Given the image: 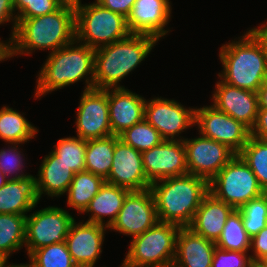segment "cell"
<instances>
[{
  "label": "cell",
  "mask_w": 267,
  "mask_h": 267,
  "mask_svg": "<svg viewBox=\"0 0 267 267\" xmlns=\"http://www.w3.org/2000/svg\"><path fill=\"white\" fill-rule=\"evenodd\" d=\"M76 40L75 6L62 4L56 11L33 18H17L16 29L2 61L18 54L29 55L33 50L59 48Z\"/></svg>",
  "instance_id": "cell-1"
},
{
  "label": "cell",
  "mask_w": 267,
  "mask_h": 267,
  "mask_svg": "<svg viewBox=\"0 0 267 267\" xmlns=\"http://www.w3.org/2000/svg\"><path fill=\"white\" fill-rule=\"evenodd\" d=\"M150 189L158 220L188 227L203 198L209 193V182L187 173L155 181Z\"/></svg>",
  "instance_id": "cell-2"
},
{
  "label": "cell",
  "mask_w": 267,
  "mask_h": 267,
  "mask_svg": "<svg viewBox=\"0 0 267 267\" xmlns=\"http://www.w3.org/2000/svg\"><path fill=\"white\" fill-rule=\"evenodd\" d=\"M79 43L74 40L49 54L37 76L35 98H41L46 93H51L81 79H85L84 90L94 88L95 49Z\"/></svg>",
  "instance_id": "cell-3"
},
{
  "label": "cell",
  "mask_w": 267,
  "mask_h": 267,
  "mask_svg": "<svg viewBox=\"0 0 267 267\" xmlns=\"http://www.w3.org/2000/svg\"><path fill=\"white\" fill-rule=\"evenodd\" d=\"M158 40L150 35L128 37L95 49L94 88H124L119 82L150 54Z\"/></svg>",
  "instance_id": "cell-4"
},
{
  "label": "cell",
  "mask_w": 267,
  "mask_h": 267,
  "mask_svg": "<svg viewBox=\"0 0 267 267\" xmlns=\"http://www.w3.org/2000/svg\"><path fill=\"white\" fill-rule=\"evenodd\" d=\"M219 58L223 71L220 80L244 90L257 92L267 80V61L256 39L247 31L238 41L220 48Z\"/></svg>",
  "instance_id": "cell-5"
},
{
  "label": "cell",
  "mask_w": 267,
  "mask_h": 267,
  "mask_svg": "<svg viewBox=\"0 0 267 267\" xmlns=\"http://www.w3.org/2000/svg\"><path fill=\"white\" fill-rule=\"evenodd\" d=\"M75 27L76 40L92 49L110 45L131 34L126 17L96 1L75 6Z\"/></svg>",
  "instance_id": "cell-6"
},
{
  "label": "cell",
  "mask_w": 267,
  "mask_h": 267,
  "mask_svg": "<svg viewBox=\"0 0 267 267\" xmlns=\"http://www.w3.org/2000/svg\"><path fill=\"white\" fill-rule=\"evenodd\" d=\"M180 226L158 221L144 233L132 238L120 267H172L176 237Z\"/></svg>",
  "instance_id": "cell-7"
},
{
  "label": "cell",
  "mask_w": 267,
  "mask_h": 267,
  "mask_svg": "<svg viewBox=\"0 0 267 267\" xmlns=\"http://www.w3.org/2000/svg\"><path fill=\"white\" fill-rule=\"evenodd\" d=\"M209 192L235 210L265 193L257 177L239 154L209 181Z\"/></svg>",
  "instance_id": "cell-8"
},
{
  "label": "cell",
  "mask_w": 267,
  "mask_h": 267,
  "mask_svg": "<svg viewBox=\"0 0 267 267\" xmlns=\"http://www.w3.org/2000/svg\"><path fill=\"white\" fill-rule=\"evenodd\" d=\"M74 220L68 211L55 206L27 215L25 228L27 255L41 247L65 242Z\"/></svg>",
  "instance_id": "cell-9"
},
{
  "label": "cell",
  "mask_w": 267,
  "mask_h": 267,
  "mask_svg": "<svg viewBox=\"0 0 267 267\" xmlns=\"http://www.w3.org/2000/svg\"><path fill=\"white\" fill-rule=\"evenodd\" d=\"M196 125L200 134L226 144L236 154L242 150L250 137V130L245 125L213 105L196 108Z\"/></svg>",
  "instance_id": "cell-10"
},
{
  "label": "cell",
  "mask_w": 267,
  "mask_h": 267,
  "mask_svg": "<svg viewBox=\"0 0 267 267\" xmlns=\"http://www.w3.org/2000/svg\"><path fill=\"white\" fill-rule=\"evenodd\" d=\"M195 110L196 108H185L176 100L156 97L146 101L144 119L164 140L182 141V136L179 137L181 132L195 125Z\"/></svg>",
  "instance_id": "cell-11"
},
{
  "label": "cell",
  "mask_w": 267,
  "mask_h": 267,
  "mask_svg": "<svg viewBox=\"0 0 267 267\" xmlns=\"http://www.w3.org/2000/svg\"><path fill=\"white\" fill-rule=\"evenodd\" d=\"M77 110V137L84 140L112 136L109 121L108 89L82 91Z\"/></svg>",
  "instance_id": "cell-12"
},
{
  "label": "cell",
  "mask_w": 267,
  "mask_h": 267,
  "mask_svg": "<svg viewBox=\"0 0 267 267\" xmlns=\"http://www.w3.org/2000/svg\"><path fill=\"white\" fill-rule=\"evenodd\" d=\"M183 138L188 173L208 182L236 155L226 144L203 136Z\"/></svg>",
  "instance_id": "cell-13"
},
{
  "label": "cell",
  "mask_w": 267,
  "mask_h": 267,
  "mask_svg": "<svg viewBox=\"0 0 267 267\" xmlns=\"http://www.w3.org/2000/svg\"><path fill=\"white\" fill-rule=\"evenodd\" d=\"M155 200L151 189L130 191L109 230L139 236L158 222Z\"/></svg>",
  "instance_id": "cell-14"
},
{
  "label": "cell",
  "mask_w": 267,
  "mask_h": 267,
  "mask_svg": "<svg viewBox=\"0 0 267 267\" xmlns=\"http://www.w3.org/2000/svg\"><path fill=\"white\" fill-rule=\"evenodd\" d=\"M142 161L150 183L188 173L183 140H164L161 144L142 152Z\"/></svg>",
  "instance_id": "cell-15"
},
{
  "label": "cell",
  "mask_w": 267,
  "mask_h": 267,
  "mask_svg": "<svg viewBox=\"0 0 267 267\" xmlns=\"http://www.w3.org/2000/svg\"><path fill=\"white\" fill-rule=\"evenodd\" d=\"M105 182L130 191L146 190L151 185L144 172L142 153L123 142L117 135L112 167Z\"/></svg>",
  "instance_id": "cell-16"
},
{
  "label": "cell",
  "mask_w": 267,
  "mask_h": 267,
  "mask_svg": "<svg viewBox=\"0 0 267 267\" xmlns=\"http://www.w3.org/2000/svg\"><path fill=\"white\" fill-rule=\"evenodd\" d=\"M215 87L212 105L251 130L259 109L257 92L231 86L222 80Z\"/></svg>",
  "instance_id": "cell-17"
},
{
  "label": "cell",
  "mask_w": 267,
  "mask_h": 267,
  "mask_svg": "<svg viewBox=\"0 0 267 267\" xmlns=\"http://www.w3.org/2000/svg\"><path fill=\"white\" fill-rule=\"evenodd\" d=\"M108 227L89 223L74 222L65 239L68 251L77 266H94L102 253L104 233Z\"/></svg>",
  "instance_id": "cell-18"
},
{
  "label": "cell",
  "mask_w": 267,
  "mask_h": 267,
  "mask_svg": "<svg viewBox=\"0 0 267 267\" xmlns=\"http://www.w3.org/2000/svg\"><path fill=\"white\" fill-rule=\"evenodd\" d=\"M170 4L169 0H136L127 17L131 34L150 35L159 41L170 31L164 29L171 18Z\"/></svg>",
  "instance_id": "cell-19"
},
{
  "label": "cell",
  "mask_w": 267,
  "mask_h": 267,
  "mask_svg": "<svg viewBox=\"0 0 267 267\" xmlns=\"http://www.w3.org/2000/svg\"><path fill=\"white\" fill-rule=\"evenodd\" d=\"M146 99L129 89H108L109 121L112 135H119L124 130L142 121L145 116Z\"/></svg>",
  "instance_id": "cell-20"
},
{
  "label": "cell",
  "mask_w": 267,
  "mask_h": 267,
  "mask_svg": "<svg viewBox=\"0 0 267 267\" xmlns=\"http://www.w3.org/2000/svg\"><path fill=\"white\" fill-rule=\"evenodd\" d=\"M216 243L180 227L176 237V254L172 267H211Z\"/></svg>",
  "instance_id": "cell-21"
},
{
  "label": "cell",
  "mask_w": 267,
  "mask_h": 267,
  "mask_svg": "<svg viewBox=\"0 0 267 267\" xmlns=\"http://www.w3.org/2000/svg\"><path fill=\"white\" fill-rule=\"evenodd\" d=\"M234 210L232 206L216 199L209 192L203 198L188 228L216 243L222 234L227 218Z\"/></svg>",
  "instance_id": "cell-22"
},
{
  "label": "cell",
  "mask_w": 267,
  "mask_h": 267,
  "mask_svg": "<svg viewBox=\"0 0 267 267\" xmlns=\"http://www.w3.org/2000/svg\"><path fill=\"white\" fill-rule=\"evenodd\" d=\"M36 178L28 174L24 178L8 179L0 189V214H27L40 200Z\"/></svg>",
  "instance_id": "cell-23"
},
{
  "label": "cell",
  "mask_w": 267,
  "mask_h": 267,
  "mask_svg": "<svg viewBox=\"0 0 267 267\" xmlns=\"http://www.w3.org/2000/svg\"><path fill=\"white\" fill-rule=\"evenodd\" d=\"M74 172L53 151L44 156L36 178L37 192L58 197L65 194L73 180Z\"/></svg>",
  "instance_id": "cell-24"
},
{
  "label": "cell",
  "mask_w": 267,
  "mask_h": 267,
  "mask_svg": "<svg viewBox=\"0 0 267 267\" xmlns=\"http://www.w3.org/2000/svg\"><path fill=\"white\" fill-rule=\"evenodd\" d=\"M129 192L130 190L124 187L105 182L83 212L91 213V216L86 222L110 227L116 220L117 215L123 206L124 199ZM104 216H108L109 220L105 222Z\"/></svg>",
  "instance_id": "cell-25"
},
{
  "label": "cell",
  "mask_w": 267,
  "mask_h": 267,
  "mask_svg": "<svg viewBox=\"0 0 267 267\" xmlns=\"http://www.w3.org/2000/svg\"><path fill=\"white\" fill-rule=\"evenodd\" d=\"M115 143L116 135L87 140L85 170L106 180L112 167Z\"/></svg>",
  "instance_id": "cell-26"
},
{
  "label": "cell",
  "mask_w": 267,
  "mask_h": 267,
  "mask_svg": "<svg viewBox=\"0 0 267 267\" xmlns=\"http://www.w3.org/2000/svg\"><path fill=\"white\" fill-rule=\"evenodd\" d=\"M104 183L105 180L102 177L89 171L75 173L66 192L68 193V206L79 213H83Z\"/></svg>",
  "instance_id": "cell-27"
},
{
  "label": "cell",
  "mask_w": 267,
  "mask_h": 267,
  "mask_svg": "<svg viewBox=\"0 0 267 267\" xmlns=\"http://www.w3.org/2000/svg\"><path fill=\"white\" fill-rule=\"evenodd\" d=\"M38 129L23 114L9 106L0 109V138L11 144H23L35 137Z\"/></svg>",
  "instance_id": "cell-28"
},
{
  "label": "cell",
  "mask_w": 267,
  "mask_h": 267,
  "mask_svg": "<svg viewBox=\"0 0 267 267\" xmlns=\"http://www.w3.org/2000/svg\"><path fill=\"white\" fill-rule=\"evenodd\" d=\"M26 214H0V251L8 258L25 246Z\"/></svg>",
  "instance_id": "cell-29"
},
{
  "label": "cell",
  "mask_w": 267,
  "mask_h": 267,
  "mask_svg": "<svg viewBox=\"0 0 267 267\" xmlns=\"http://www.w3.org/2000/svg\"><path fill=\"white\" fill-rule=\"evenodd\" d=\"M251 238L244 229L242 214L234 210L223 227L222 234L216 242V247L224 250L249 252Z\"/></svg>",
  "instance_id": "cell-30"
},
{
  "label": "cell",
  "mask_w": 267,
  "mask_h": 267,
  "mask_svg": "<svg viewBox=\"0 0 267 267\" xmlns=\"http://www.w3.org/2000/svg\"><path fill=\"white\" fill-rule=\"evenodd\" d=\"M257 177L261 188L267 193V141L250 136L238 153Z\"/></svg>",
  "instance_id": "cell-31"
},
{
  "label": "cell",
  "mask_w": 267,
  "mask_h": 267,
  "mask_svg": "<svg viewBox=\"0 0 267 267\" xmlns=\"http://www.w3.org/2000/svg\"><path fill=\"white\" fill-rule=\"evenodd\" d=\"M31 267H77L66 242L54 243L34 250L29 256Z\"/></svg>",
  "instance_id": "cell-32"
},
{
  "label": "cell",
  "mask_w": 267,
  "mask_h": 267,
  "mask_svg": "<svg viewBox=\"0 0 267 267\" xmlns=\"http://www.w3.org/2000/svg\"><path fill=\"white\" fill-rule=\"evenodd\" d=\"M118 137L141 153L164 141L161 134L145 119L124 130Z\"/></svg>",
  "instance_id": "cell-33"
},
{
  "label": "cell",
  "mask_w": 267,
  "mask_h": 267,
  "mask_svg": "<svg viewBox=\"0 0 267 267\" xmlns=\"http://www.w3.org/2000/svg\"><path fill=\"white\" fill-rule=\"evenodd\" d=\"M87 141L79 137H66L58 140L52 150L74 173L85 171Z\"/></svg>",
  "instance_id": "cell-34"
},
{
  "label": "cell",
  "mask_w": 267,
  "mask_h": 267,
  "mask_svg": "<svg viewBox=\"0 0 267 267\" xmlns=\"http://www.w3.org/2000/svg\"><path fill=\"white\" fill-rule=\"evenodd\" d=\"M238 210L242 214L244 229L252 238L267 226V193L250 200Z\"/></svg>",
  "instance_id": "cell-35"
},
{
  "label": "cell",
  "mask_w": 267,
  "mask_h": 267,
  "mask_svg": "<svg viewBox=\"0 0 267 267\" xmlns=\"http://www.w3.org/2000/svg\"><path fill=\"white\" fill-rule=\"evenodd\" d=\"M63 3L60 0H13L17 18H33L56 11Z\"/></svg>",
  "instance_id": "cell-36"
},
{
  "label": "cell",
  "mask_w": 267,
  "mask_h": 267,
  "mask_svg": "<svg viewBox=\"0 0 267 267\" xmlns=\"http://www.w3.org/2000/svg\"><path fill=\"white\" fill-rule=\"evenodd\" d=\"M13 147L9 146L8 149L0 150V171L6 176L7 179H19L24 178L27 174L23 173V158L22 152L18 149V143H11ZM19 174H18V173ZM23 174H22V173ZM11 174V175H10ZM15 174V176H13ZM9 177V178H8Z\"/></svg>",
  "instance_id": "cell-37"
},
{
  "label": "cell",
  "mask_w": 267,
  "mask_h": 267,
  "mask_svg": "<svg viewBox=\"0 0 267 267\" xmlns=\"http://www.w3.org/2000/svg\"><path fill=\"white\" fill-rule=\"evenodd\" d=\"M251 256L247 252L215 248L211 267H247Z\"/></svg>",
  "instance_id": "cell-38"
},
{
  "label": "cell",
  "mask_w": 267,
  "mask_h": 267,
  "mask_svg": "<svg viewBox=\"0 0 267 267\" xmlns=\"http://www.w3.org/2000/svg\"><path fill=\"white\" fill-rule=\"evenodd\" d=\"M250 249L251 259L265 260L267 258V226L251 238Z\"/></svg>",
  "instance_id": "cell-39"
},
{
  "label": "cell",
  "mask_w": 267,
  "mask_h": 267,
  "mask_svg": "<svg viewBox=\"0 0 267 267\" xmlns=\"http://www.w3.org/2000/svg\"><path fill=\"white\" fill-rule=\"evenodd\" d=\"M136 0H96L102 7L128 17Z\"/></svg>",
  "instance_id": "cell-40"
},
{
  "label": "cell",
  "mask_w": 267,
  "mask_h": 267,
  "mask_svg": "<svg viewBox=\"0 0 267 267\" xmlns=\"http://www.w3.org/2000/svg\"><path fill=\"white\" fill-rule=\"evenodd\" d=\"M10 20H12L13 22V28H12L13 30H11L12 31L11 37L9 38L8 42H6L7 47L11 42L16 29L17 15H15L13 0H0V25L5 22H9Z\"/></svg>",
  "instance_id": "cell-41"
},
{
  "label": "cell",
  "mask_w": 267,
  "mask_h": 267,
  "mask_svg": "<svg viewBox=\"0 0 267 267\" xmlns=\"http://www.w3.org/2000/svg\"><path fill=\"white\" fill-rule=\"evenodd\" d=\"M250 136L267 141V108H259Z\"/></svg>",
  "instance_id": "cell-42"
},
{
  "label": "cell",
  "mask_w": 267,
  "mask_h": 267,
  "mask_svg": "<svg viewBox=\"0 0 267 267\" xmlns=\"http://www.w3.org/2000/svg\"><path fill=\"white\" fill-rule=\"evenodd\" d=\"M255 39L256 41L260 44L265 59L267 61V23L262 24L261 27L258 26L257 28H251L248 31Z\"/></svg>",
  "instance_id": "cell-43"
},
{
  "label": "cell",
  "mask_w": 267,
  "mask_h": 267,
  "mask_svg": "<svg viewBox=\"0 0 267 267\" xmlns=\"http://www.w3.org/2000/svg\"><path fill=\"white\" fill-rule=\"evenodd\" d=\"M258 107L267 108V80L257 90Z\"/></svg>",
  "instance_id": "cell-44"
},
{
  "label": "cell",
  "mask_w": 267,
  "mask_h": 267,
  "mask_svg": "<svg viewBox=\"0 0 267 267\" xmlns=\"http://www.w3.org/2000/svg\"><path fill=\"white\" fill-rule=\"evenodd\" d=\"M247 267H267L265 260L251 259Z\"/></svg>",
  "instance_id": "cell-45"
},
{
  "label": "cell",
  "mask_w": 267,
  "mask_h": 267,
  "mask_svg": "<svg viewBox=\"0 0 267 267\" xmlns=\"http://www.w3.org/2000/svg\"><path fill=\"white\" fill-rule=\"evenodd\" d=\"M8 257L0 251V267H7Z\"/></svg>",
  "instance_id": "cell-46"
},
{
  "label": "cell",
  "mask_w": 267,
  "mask_h": 267,
  "mask_svg": "<svg viewBox=\"0 0 267 267\" xmlns=\"http://www.w3.org/2000/svg\"><path fill=\"white\" fill-rule=\"evenodd\" d=\"M63 4H68L72 6H77L81 4V0H60Z\"/></svg>",
  "instance_id": "cell-47"
},
{
  "label": "cell",
  "mask_w": 267,
  "mask_h": 267,
  "mask_svg": "<svg viewBox=\"0 0 267 267\" xmlns=\"http://www.w3.org/2000/svg\"><path fill=\"white\" fill-rule=\"evenodd\" d=\"M7 48V43L4 41H0V61L2 62V52Z\"/></svg>",
  "instance_id": "cell-48"
},
{
  "label": "cell",
  "mask_w": 267,
  "mask_h": 267,
  "mask_svg": "<svg viewBox=\"0 0 267 267\" xmlns=\"http://www.w3.org/2000/svg\"><path fill=\"white\" fill-rule=\"evenodd\" d=\"M7 180L6 176L0 171V189L5 185Z\"/></svg>",
  "instance_id": "cell-49"
},
{
  "label": "cell",
  "mask_w": 267,
  "mask_h": 267,
  "mask_svg": "<svg viewBox=\"0 0 267 267\" xmlns=\"http://www.w3.org/2000/svg\"><path fill=\"white\" fill-rule=\"evenodd\" d=\"M7 267H31L29 264H10Z\"/></svg>",
  "instance_id": "cell-50"
},
{
  "label": "cell",
  "mask_w": 267,
  "mask_h": 267,
  "mask_svg": "<svg viewBox=\"0 0 267 267\" xmlns=\"http://www.w3.org/2000/svg\"><path fill=\"white\" fill-rule=\"evenodd\" d=\"M77 267H94V266H77Z\"/></svg>",
  "instance_id": "cell-51"
}]
</instances>
